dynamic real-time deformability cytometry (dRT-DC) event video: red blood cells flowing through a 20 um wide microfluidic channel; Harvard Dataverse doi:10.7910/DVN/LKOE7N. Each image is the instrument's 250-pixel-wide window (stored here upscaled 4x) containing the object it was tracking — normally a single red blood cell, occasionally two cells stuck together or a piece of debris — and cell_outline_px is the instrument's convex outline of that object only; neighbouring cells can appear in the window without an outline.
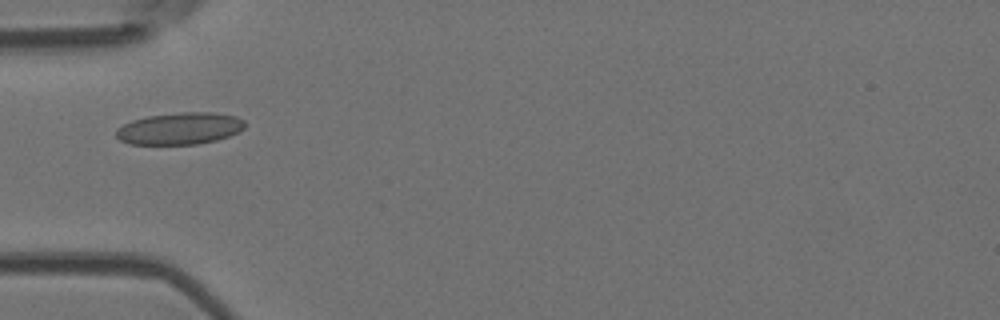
{"species": "Egyptian fruit bat (a non-hibernating species)", "species_latin": "Rousettus aegyptiacus", "temperature_condition": "room temperature", "stored_images_in_passage": 5, "camera_frame_rate_fps": 3000, "um_per_image_px": 0.085, "animal": {"sex": "female"}, "frame": {"image": 1, "passage_image": 5, "time_ms": 5.333, "image_size_px": [1000, 320], "cell_outline_px": [[244, 128], [240, 132], [216, 140], [196, 144], [128, 144], [120, 140], [116, 136], [116, 128], [132, 120], [148, 116], [180, 112], [212, 112], [236, 116], [244, 120]], "centroid_in_image_um": [15.28, 10.92], "position_along_channel_um": 69.7, "area_um2": 23.99}}